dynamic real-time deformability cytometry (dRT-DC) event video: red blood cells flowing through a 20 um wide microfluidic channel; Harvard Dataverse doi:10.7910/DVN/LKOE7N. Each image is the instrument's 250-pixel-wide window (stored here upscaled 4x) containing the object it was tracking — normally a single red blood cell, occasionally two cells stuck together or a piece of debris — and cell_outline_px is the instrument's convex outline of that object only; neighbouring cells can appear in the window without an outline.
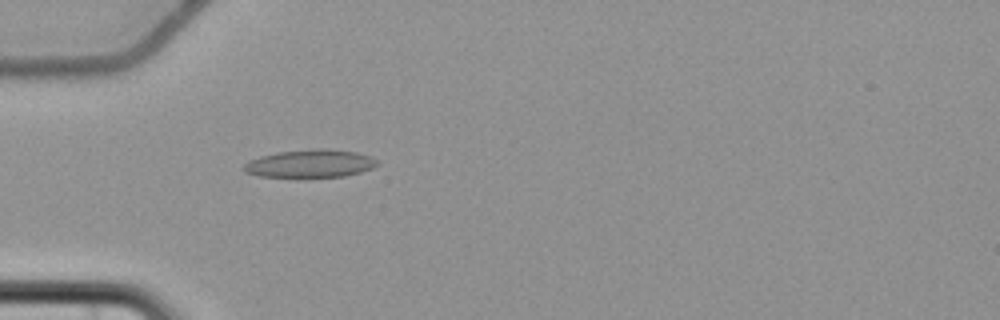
{"species": "common noctule bat (a hibernating species)", "species_latin": "Nyctalus noctula", "temperature_condition": "cold", "stored_images_in_passage": 5, "camera_frame_rate_fps": 3000, "um_per_image_px": 0.085, "animal": {"sex": "female", "body_mass_g": 22.7, "forearm_length_mm": 54.2}, "frame": {"image": 1, "passage_image": 5, "time_ms": 6.0, "image_size_px": [1000, 320], "cell_outline_px": [[376, 164], [372, 168], [360, 172], [344, 176], [304, 180], [300, 180], [260, 176], [244, 172], [244, 164], [248, 160], [260, 156], [276, 152], [320, 148], [356, 152], [368, 156], [376, 160]], "centroid_in_image_um": [26.28, 13.96], "position_along_channel_um": 58.7, "area_um2": 22.48}}